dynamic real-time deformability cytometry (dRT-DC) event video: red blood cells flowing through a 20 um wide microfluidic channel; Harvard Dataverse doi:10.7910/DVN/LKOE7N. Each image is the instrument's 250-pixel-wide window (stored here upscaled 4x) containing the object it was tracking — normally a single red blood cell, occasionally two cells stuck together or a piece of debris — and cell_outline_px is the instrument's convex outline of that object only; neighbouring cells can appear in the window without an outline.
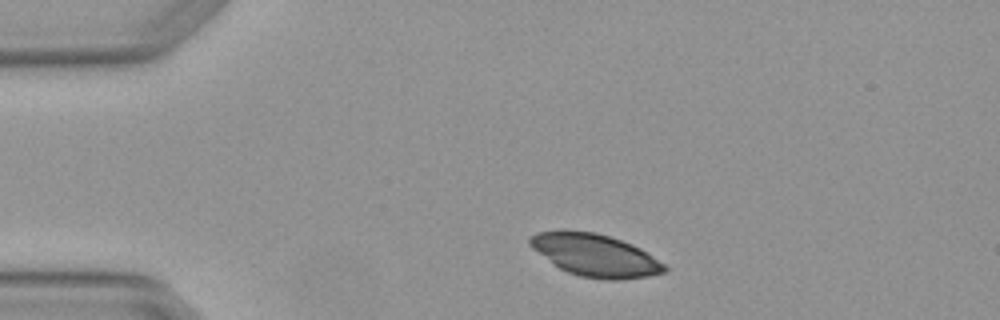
{"species": "Egyptian fruit bat (a non-hibernating species)", "species_latin": "Rousettus aegyptiacus", "temperature_condition": "warm", "stored_images_in_passage": 2, "camera_frame_rate_fps": 3000, "um_per_image_px": 0.085, "animal": {"sex": "female"}, "frame": {"image": 1, "passage_image": 1, "time_ms": 0.0, "image_size_px": [1000, 320], "cell_outline_px": [[668, 272], [648, 276], [616, 280], [608, 280], [580, 276], [568, 272], [552, 264], [532, 248], [528, 244], [528, 236], [536, 232], [564, 228], [596, 232], [632, 244], [640, 248], [664, 264], [668, 268]], "centroid_in_image_um": [50.53, 21.66], "position_along_channel_um": 34.5, "area_um2": 33.7}}